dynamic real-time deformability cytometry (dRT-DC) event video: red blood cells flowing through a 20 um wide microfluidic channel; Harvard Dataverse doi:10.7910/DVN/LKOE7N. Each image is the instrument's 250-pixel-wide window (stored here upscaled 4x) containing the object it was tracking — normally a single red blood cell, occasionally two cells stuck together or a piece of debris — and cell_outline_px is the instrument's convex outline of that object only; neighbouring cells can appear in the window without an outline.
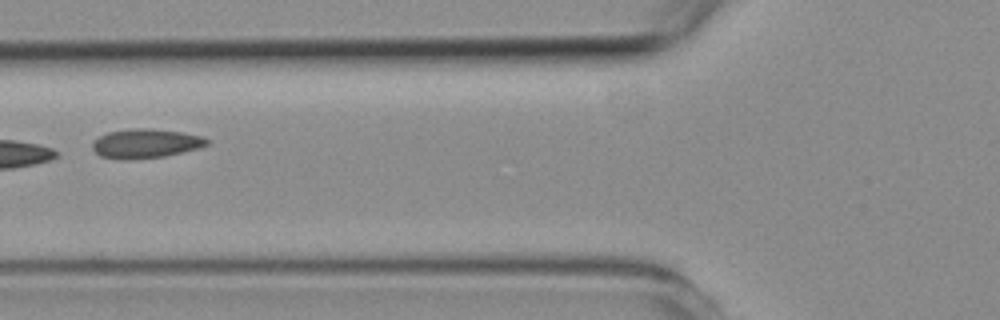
{"species": "common noctule bat (a hibernating species)", "species_latin": "Nyctalus noctula", "temperature_condition": "room temperature", "stored_images_in_passage": 3, "camera_frame_rate_fps": 3000, "um_per_image_px": 0.085, "animal": {"sex": "female", "body_mass_g": 19.3, "forearm_length_mm": 54.1}, "frame": {"image": 1, "passage_image": 2, "time_ms": 1.333, "image_size_px": [1000, 320], "cell_outline_px": [[208, 144], [196, 148], [164, 156], [128, 160], [124, 160], [100, 156], [92, 148], [92, 144], [100, 136], [108, 132], [132, 128], [152, 128], [180, 132], [200, 136], [208, 140]], "centroid_in_image_um": [12.33, 12.19], "position_along_channel_um": 113.5, "area_um2": 19.19}}
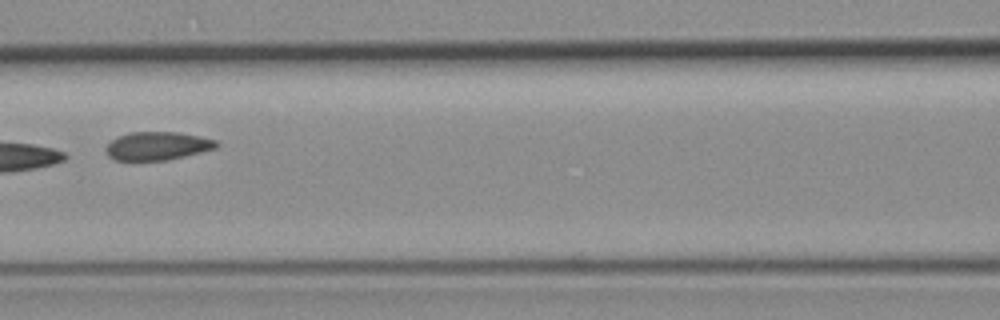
{"frame": {"image": 2, "passage_image": 3, "time_ms": 2.333, "image_size_px": [1000, 320], "cell_outline_px": [[220, 144], [216, 148], [168, 160], [112, 160], [108, 156], [108, 144], [112, 140], [128, 132], [176, 132], [200, 136], [216, 140]], "centroid_in_image_um": [13.41, 12.4], "position_along_channel_um": 153.2, "area_um2": 18.03}}